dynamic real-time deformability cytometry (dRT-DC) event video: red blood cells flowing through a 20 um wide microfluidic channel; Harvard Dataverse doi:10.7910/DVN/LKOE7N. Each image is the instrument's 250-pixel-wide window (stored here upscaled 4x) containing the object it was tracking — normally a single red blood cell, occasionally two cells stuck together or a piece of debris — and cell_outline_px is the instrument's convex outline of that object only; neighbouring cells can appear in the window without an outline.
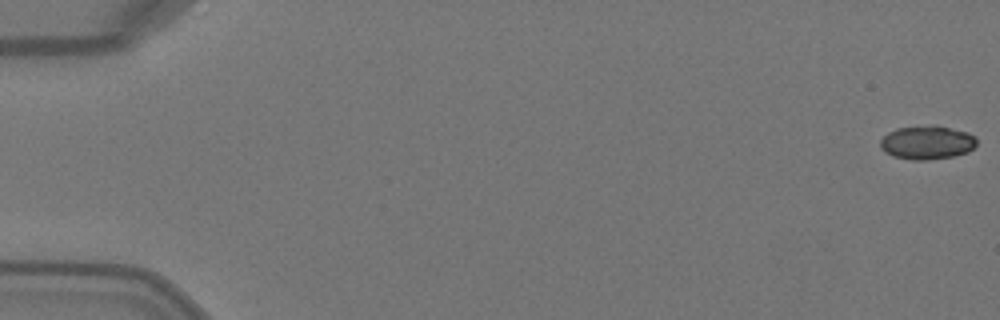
{"species": "Egyptian fruit bat (a non-hibernating species)", "species_latin": "Rousettus aegyptiacus", "temperature_condition": "warm", "stored_images_in_passage": 15, "camera_frame_rate_fps": 3000, "um_per_image_px": 0.085, "animal": {"sex": "female"}, "frame": {"image": 1, "passage_image": 1, "time_ms": 0.0, "image_size_px": [1000, 320], "cell_outline_px": [[976, 144], [968, 152], [952, 156], [928, 160], [912, 160], [892, 156], [884, 152], [880, 148], [880, 140], [888, 132], [896, 128], [936, 124], [968, 132], [976, 136]], "centroid_in_image_um": [78.78, 12.1], "position_along_channel_um": 6.2, "area_um2": 19.19}}
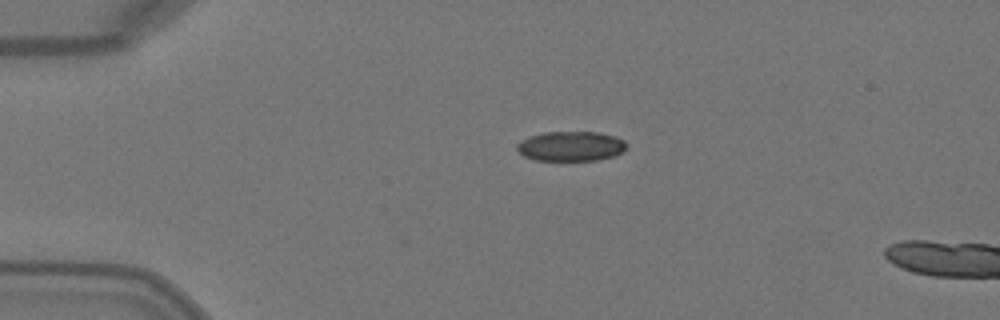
{"frame": {"image": 2, "passage_image": 12, "time_ms": 3.667, "image_size_px": [1000, 320], "cell_outline_px": [[628, 148], [624, 152], [616, 156], [596, 160], [536, 160], [524, 156], [516, 148], [516, 144], [520, 140], [528, 136], [544, 132], [596, 132], [616, 136], [624, 140], [628, 144]], "centroid_in_image_um": [48.56, 12.42], "position_along_channel_um": 36.4, "area_um2": 19.31}}